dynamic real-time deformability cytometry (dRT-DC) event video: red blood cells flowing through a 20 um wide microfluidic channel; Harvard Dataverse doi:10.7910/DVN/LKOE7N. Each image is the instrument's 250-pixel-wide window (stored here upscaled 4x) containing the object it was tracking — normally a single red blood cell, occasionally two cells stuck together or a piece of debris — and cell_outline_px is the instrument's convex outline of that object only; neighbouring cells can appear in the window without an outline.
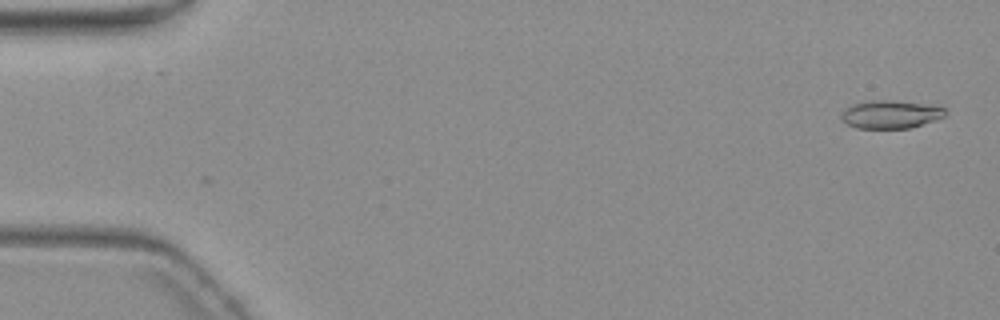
{"species": "common noctule bat (a hibernating species)", "species_latin": "Nyctalus noctula", "temperature_condition": "warm", "stored_images_in_passage": 5, "camera_frame_rate_fps": 3000, "um_per_image_px": 0.085, "animal": {"sex": "female", "body_mass_g": 19.3, "forearm_length_mm": 54.1}, "frame": {"image": 1, "passage_image": 1, "time_ms": 0.0, "image_size_px": [1000, 320], "cell_outline_px": [[948, 112], [944, 116], [936, 120], [912, 128], [856, 128], [848, 124], [840, 116], [852, 104], [880, 100], [884, 100], [920, 104], [944, 108]], "centroid_in_image_um": [75.73, 9.75], "position_along_channel_um": 9.3, "area_um2": 16.47}}
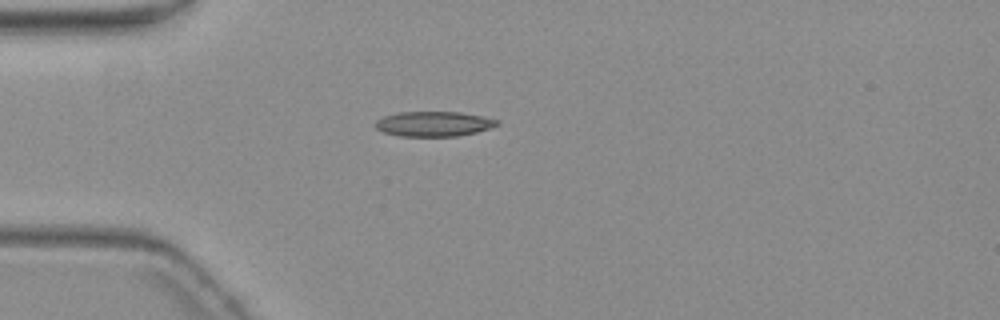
{"frame": {"image": 2, "passage_image": 5, "time_ms": 4.667, "image_size_px": [1000, 320], "cell_outline_px": [[500, 124], [476, 132], [456, 136], [400, 136], [384, 132], [376, 128], [376, 120], [384, 116], [396, 112], [460, 112], [484, 116], [500, 120]], "centroid_in_image_um": [36.88, 10.52], "position_along_channel_um": 48.1, "area_um2": 17.69}}